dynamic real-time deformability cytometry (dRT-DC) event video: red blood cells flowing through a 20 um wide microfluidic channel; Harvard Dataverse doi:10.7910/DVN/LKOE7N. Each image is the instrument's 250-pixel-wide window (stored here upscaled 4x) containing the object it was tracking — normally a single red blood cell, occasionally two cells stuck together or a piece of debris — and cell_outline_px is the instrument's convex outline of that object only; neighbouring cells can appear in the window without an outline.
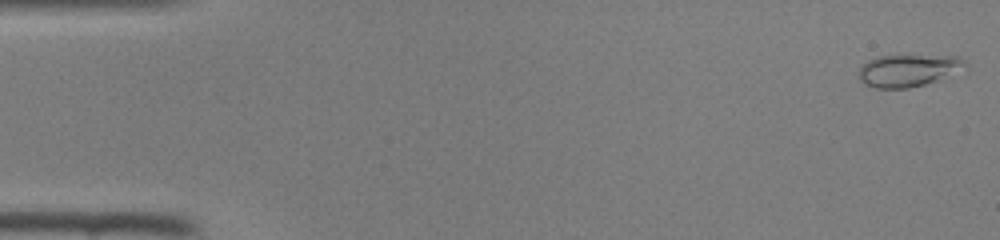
{"species": "common noctule bat (a hibernating species)", "species_latin": "Nyctalus noctula", "temperature_condition": "room temperature", "stored_images_in_passage": 11, "camera_frame_rate_fps": 3000, "um_per_image_px": 0.085, "animal": {"sex": "female", "body_mass_g": 22.0, "forearm_length_mm": 56.7}, "frame": {"image": 1, "passage_image": 1, "time_ms": 0.0, "image_size_px": [1000, 240], "cell_outline_px": [[964, 64], [936, 80], [924, 84], [908, 88], [876, 88], [864, 84], [856, 76], [860, 68], [868, 60], [880, 56], [956, 56], [964, 60]], "centroid_in_image_um": [77.03, 5.99], "position_along_channel_um": 8.0, "area_um2": 19.13}}